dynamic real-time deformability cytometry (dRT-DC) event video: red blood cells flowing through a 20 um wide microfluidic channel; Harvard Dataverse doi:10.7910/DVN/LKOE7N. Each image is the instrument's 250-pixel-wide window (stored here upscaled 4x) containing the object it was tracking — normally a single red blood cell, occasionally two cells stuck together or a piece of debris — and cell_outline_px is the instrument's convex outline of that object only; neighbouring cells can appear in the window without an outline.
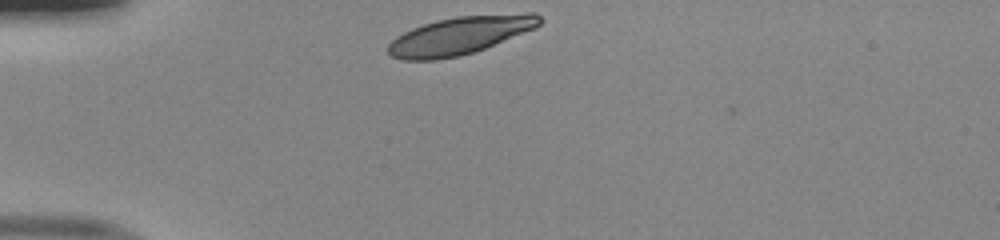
{"species": "human", "species_latin": "Homo sapiens", "temperature_condition": "room temperature", "stored_images_in_passage": 30, "camera_frame_rate_fps": 3000, "um_per_image_px": 0.085, "donor": {"sex": "male"}, "frame": {"image": 1, "passage_image": 1, "time_ms": 0.0, "image_size_px": [1000, 240], "cell_outline_px": [[544, 20], [536, 28], [484, 48], [460, 56], [436, 60], [400, 60], [392, 56], [388, 52], [388, 44], [396, 36], [412, 28], [436, 20], [456, 16], [524, 12], [536, 12]], "centroid_in_image_um": [39.12, 3.0], "position_along_channel_um": 45.9, "area_um2": 33.64}}
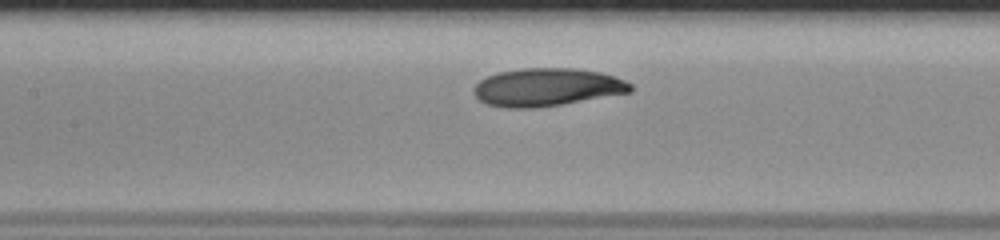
{"frame": {"image": 2, "passage_image": 12, "time_ms": 3.667, "image_size_px": [1000, 240], "cell_outline_px": [[632, 92], [536, 108], [504, 108], [488, 104], [480, 100], [476, 96], [472, 88], [480, 80], [496, 72], [524, 68], [572, 68], [600, 72], [624, 80], [632, 84]], "centroid_in_image_um": [46.46, 7.41], "position_along_channel_um": 160.9, "area_um2": 34.51}}
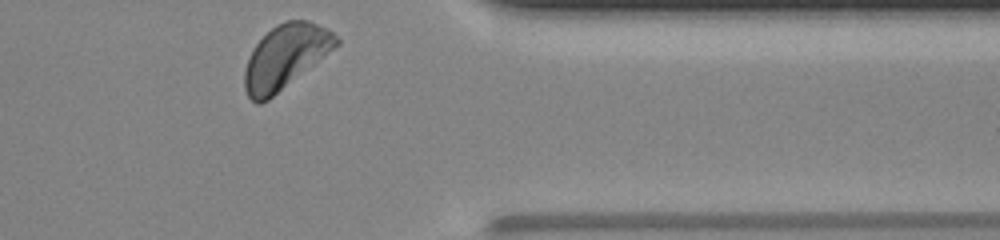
{"frame": {"image": 3, "passage_image": 30, "time_ms": 9.667, "image_size_px": [1000, 240], "cell_outline_px": [[340, 44], [268, 100], [260, 104], [256, 104], [248, 96], [244, 88], [244, 68], [256, 44], [276, 24], [284, 20], [308, 20], [328, 28], [340, 40]], "centroid_in_image_um": [24.26, 4.82], "position_along_channel_um": 387.1, "area_um2": 33.87}, "authors_computed_cell_mechanics": {"area_um2": 34.0731, "velocity_mm_per_s": 3.9411, "shape_relaxation_time_tau1_ms": 2.7924, "shape_relaxation_time_tau2_ms": null, "deformation_change_tau1": 0.1149, "deformation_change_tau2": null}}